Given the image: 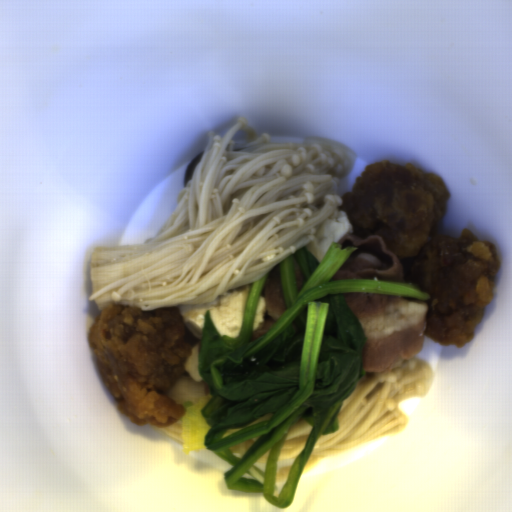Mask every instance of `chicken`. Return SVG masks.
Here are the masks:
<instances>
[{
    "mask_svg": "<svg viewBox=\"0 0 512 512\" xmlns=\"http://www.w3.org/2000/svg\"><path fill=\"white\" fill-rule=\"evenodd\" d=\"M450 198L438 175L380 159L366 163L338 208L355 234L380 236L393 255L413 258L404 279L429 294L426 337L462 348L493 302L501 261L496 244L470 227L460 237L444 234Z\"/></svg>",
    "mask_w": 512,
    "mask_h": 512,
    "instance_id": "ae283196",
    "label": "chicken"
},
{
    "mask_svg": "<svg viewBox=\"0 0 512 512\" xmlns=\"http://www.w3.org/2000/svg\"><path fill=\"white\" fill-rule=\"evenodd\" d=\"M95 363L119 411L137 425L167 428L185 406L167 395L192 356L177 307L142 311L109 304L88 328Z\"/></svg>",
    "mask_w": 512,
    "mask_h": 512,
    "instance_id": "52989762",
    "label": "chicken"
}]
</instances>
